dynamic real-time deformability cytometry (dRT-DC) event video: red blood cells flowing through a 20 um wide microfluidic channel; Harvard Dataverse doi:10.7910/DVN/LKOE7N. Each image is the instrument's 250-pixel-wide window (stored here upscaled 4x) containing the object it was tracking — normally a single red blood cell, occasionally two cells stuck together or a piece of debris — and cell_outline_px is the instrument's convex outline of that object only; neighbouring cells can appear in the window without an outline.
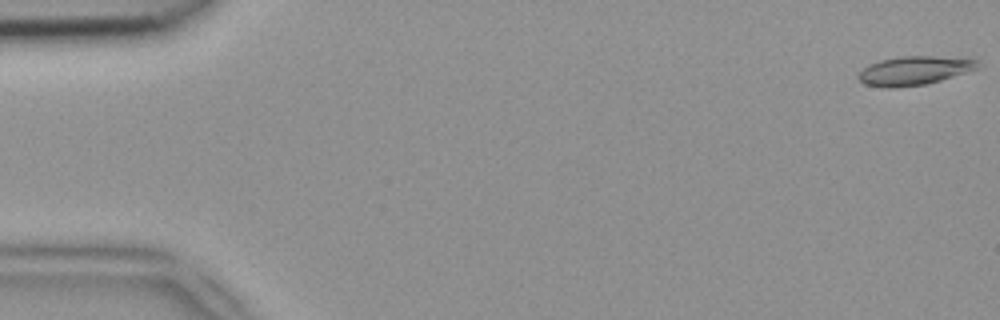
{"species": "common noctule bat (a hibernating species)", "species_latin": "Nyctalus noctula", "temperature_condition": "room temperature", "stored_images_in_passage": 50, "camera_frame_rate_fps": 3000, "um_per_image_px": 0.085, "animal": {"sex": "female", "body_mass_g": 18.4}, "frame": {"image": 1, "passage_image": 1, "time_ms": 0.0, "image_size_px": [1000, 320], "cell_outline_px": [[980, 68], [940, 80], [924, 84], [892, 88], [884, 88], [864, 84], [856, 76], [864, 68], [880, 60], [900, 56], [968, 56], [980, 60]], "centroid_in_image_um": [77.81, 5.97], "position_along_channel_um": 7.2, "area_um2": 20.4}}
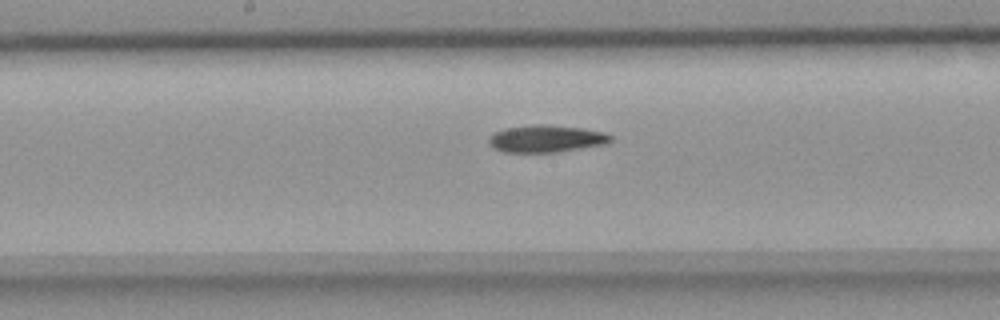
{"frame": {"image": 2, "passage_image": 26, "time_ms": 8.333, "image_size_px": [1000, 320], "cell_outline_px": [[612, 140], [608, 144], [556, 152], [504, 152], [488, 144], [488, 140], [496, 132], [508, 128], [532, 124], [544, 124], [584, 128], [604, 132], [612, 136]], "centroid_in_image_um": [46.49, 11.79], "position_along_channel_um": 201.7, "area_um2": 19.25}}
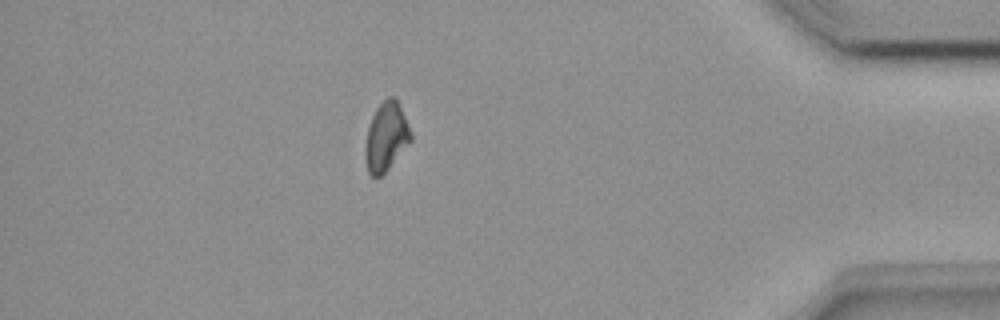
{"frame": {"image": 3, "passage_image": 44, "time_ms": 14.333, "image_size_px": [1000, 320], "cell_outline_px": [[412, 140], [388, 168], [380, 176], [372, 176], [368, 172], [364, 156], [364, 148], [368, 128], [372, 116], [376, 108], [388, 96], [392, 96], [396, 100], [412, 132]], "centroid_in_image_um": [32.8, 11.63], "position_along_channel_um": 402.4, "area_um2": 17.98}}